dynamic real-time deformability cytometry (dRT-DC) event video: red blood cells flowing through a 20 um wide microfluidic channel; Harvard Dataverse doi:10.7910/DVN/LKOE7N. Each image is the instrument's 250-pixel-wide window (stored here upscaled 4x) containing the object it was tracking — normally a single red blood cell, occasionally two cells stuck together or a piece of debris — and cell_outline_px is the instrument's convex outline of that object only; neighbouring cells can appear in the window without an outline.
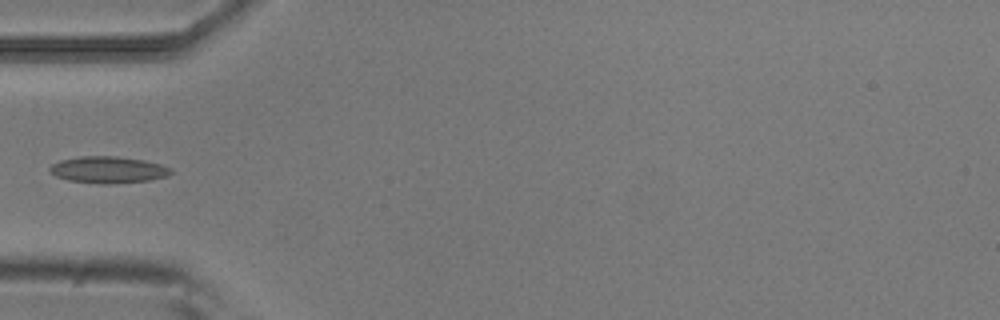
{"species": "common noctule bat (a hibernating species)", "species_latin": "Nyctalus noctula", "temperature_condition": "room temperature", "stored_images_in_passage": 4, "camera_frame_rate_fps": 3000, "um_per_image_px": 0.085, "animal": {"sex": "male", "body_mass_g": 20.5, "forearm_length_mm": 52.5}, "frame": {"image": 1, "passage_image": 4, "time_ms": 1.0, "image_size_px": [1000, 320], "cell_outline_px": [[172, 172], [168, 176], [148, 180], [112, 184], [96, 184], [68, 180], [56, 176], [48, 172], [48, 168], [52, 164], [60, 160], [80, 156], [116, 156], [144, 160], [160, 164], [172, 168]], "centroid_in_image_um": [9.17, 14.43], "position_along_channel_um": 75.8, "area_um2": 19.02}}